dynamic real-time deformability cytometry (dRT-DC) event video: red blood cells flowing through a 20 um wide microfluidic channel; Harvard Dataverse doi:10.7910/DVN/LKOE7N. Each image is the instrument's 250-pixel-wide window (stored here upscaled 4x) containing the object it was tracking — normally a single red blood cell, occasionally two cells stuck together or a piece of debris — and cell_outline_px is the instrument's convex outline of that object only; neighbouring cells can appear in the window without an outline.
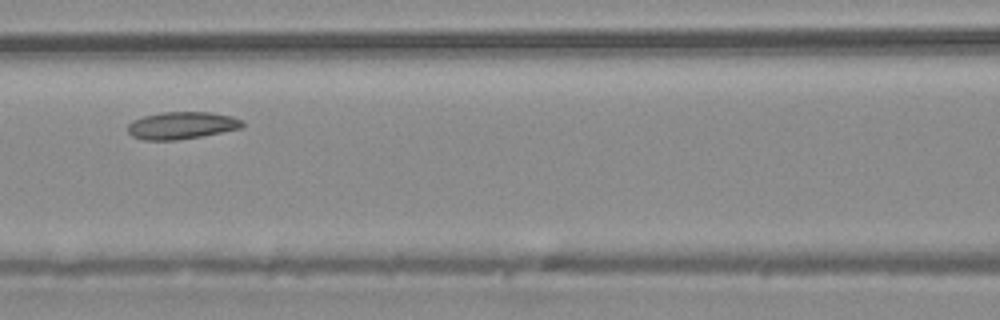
{"species": "common noctule bat (a hibernating species)", "species_latin": "Nyctalus noctula", "temperature_condition": "warm", "stored_images_in_passage": 6, "camera_frame_rate_fps": 3000, "um_per_image_px": 0.085, "animal": {"sex": "male", "body_mass_g": 20.4}, "frame": {"image": 1, "passage_image": 6, "time_ms": 1.667, "image_size_px": [1000, 320], "cell_outline_px": [[244, 128], [200, 136], [176, 140], [144, 140], [132, 136], [128, 132], [128, 124], [132, 120], [144, 116], [160, 112], [208, 112], [232, 116], [244, 120]], "centroid_in_image_um": [15.46, 10.66], "position_along_channel_um": 151.1, "area_um2": 18.32}}